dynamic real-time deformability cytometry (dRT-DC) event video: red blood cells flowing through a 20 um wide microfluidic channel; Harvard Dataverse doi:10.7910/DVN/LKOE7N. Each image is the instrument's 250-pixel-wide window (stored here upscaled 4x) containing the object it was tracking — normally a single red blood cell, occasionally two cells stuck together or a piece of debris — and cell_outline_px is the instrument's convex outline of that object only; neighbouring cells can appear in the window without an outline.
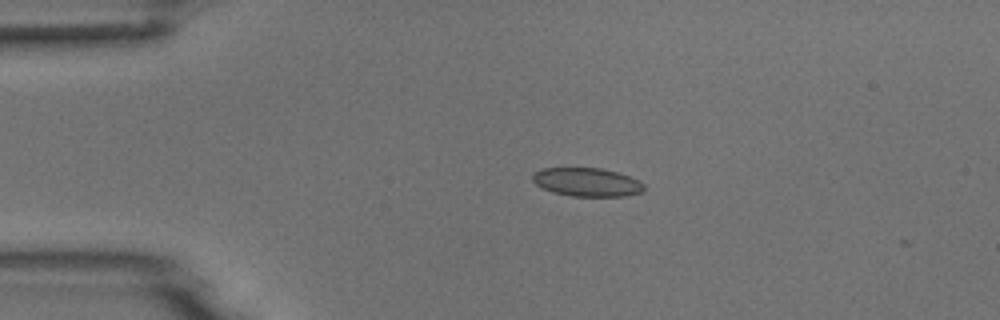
{"species": "common noctule bat (a hibernating species)", "species_latin": "Nyctalus noctula", "temperature_condition": "room temperature", "stored_images_in_passage": 6, "camera_frame_rate_fps": 3000, "um_per_image_px": 0.085, "animal": {"sex": "male", "body_mass_g": 18.8}, "frame": {"image": 1, "passage_image": 1, "time_ms": 0.0, "image_size_px": [1000, 320], "cell_outline_px": [[644, 192], [624, 196], [572, 196], [552, 192], [540, 188], [532, 180], [532, 176], [536, 172], [544, 168], [600, 168], [616, 172], [628, 176], [644, 184]], "centroid_in_image_um": [49.87, 15.49], "position_along_channel_um": 35.1, "area_um2": 18.44}}